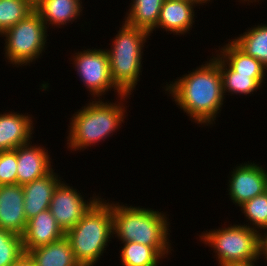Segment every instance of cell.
I'll return each mask as SVG.
<instances>
[{
    "label": "cell",
    "mask_w": 267,
    "mask_h": 266,
    "mask_svg": "<svg viewBox=\"0 0 267 266\" xmlns=\"http://www.w3.org/2000/svg\"><path fill=\"white\" fill-rule=\"evenodd\" d=\"M212 57L192 72L188 71L189 74L170 81V84L166 82V86L162 87L165 93L171 95L177 107L189 119L192 118L191 122L205 126L215 124L225 103L218 55L212 54Z\"/></svg>",
    "instance_id": "1"
},
{
    "label": "cell",
    "mask_w": 267,
    "mask_h": 266,
    "mask_svg": "<svg viewBox=\"0 0 267 266\" xmlns=\"http://www.w3.org/2000/svg\"><path fill=\"white\" fill-rule=\"evenodd\" d=\"M112 204L113 239L121 242H137L153 247L163 258L173 251L170 229L166 217L167 212L145 208L142 206H127V204L110 202ZM123 204V205H122Z\"/></svg>",
    "instance_id": "2"
},
{
    "label": "cell",
    "mask_w": 267,
    "mask_h": 266,
    "mask_svg": "<svg viewBox=\"0 0 267 266\" xmlns=\"http://www.w3.org/2000/svg\"><path fill=\"white\" fill-rule=\"evenodd\" d=\"M130 95L122 94L115 103L104 99H89L88 104L82 106L70 118L67 147L72 151H84L89 146L105 141L120 129L127 115L124 102ZM94 100V101H93ZM103 100V101H102ZM92 101V102H91ZM126 114V115H125ZM88 147V148H87Z\"/></svg>",
    "instance_id": "3"
},
{
    "label": "cell",
    "mask_w": 267,
    "mask_h": 266,
    "mask_svg": "<svg viewBox=\"0 0 267 266\" xmlns=\"http://www.w3.org/2000/svg\"><path fill=\"white\" fill-rule=\"evenodd\" d=\"M107 200L100 197L78 223L65 233L81 266L97 264L113 237L112 204Z\"/></svg>",
    "instance_id": "4"
},
{
    "label": "cell",
    "mask_w": 267,
    "mask_h": 266,
    "mask_svg": "<svg viewBox=\"0 0 267 266\" xmlns=\"http://www.w3.org/2000/svg\"><path fill=\"white\" fill-rule=\"evenodd\" d=\"M120 26L122 27L111 41V48L105 50L108 53L114 85L123 94L132 95L140 81L139 76L142 75L143 48L151 33L129 26L123 21Z\"/></svg>",
    "instance_id": "5"
},
{
    "label": "cell",
    "mask_w": 267,
    "mask_h": 266,
    "mask_svg": "<svg viewBox=\"0 0 267 266\" xmlns=\"http://www.w3.org/2000/svg\"><path fill=\"white\" fill-rule=\"evenodd\" d=\"M227 226L205 230L198 235L201 242L213 249L218 265L257 263L260 259L259 232L239 222Z\"/></svg>",
    "instance_id": "6"
},
{
    "label": "cell",
    "mask_w": 267,
    "mask_h": 266,
    "mask_svg": "<svg viewBox=\"0 0 267 266\" xmlns=\"http://www.w3.org/2000/svg\"><path fill=\"white\" fill-rule=\"evenodd\" d=\"M47 29L40 15L34 10L25 19L5 31L1 36L5 37L3 54L8 64L17 68L30 66V63L38 61L47 48L46 38L49 36Z\"/></svg>",
    "instance_id": "7"
},
{
    "label": "cell",
    "mask_w": 267,
    "mask_h": 266,
    "mask_svg": "<svg viewBox=\"0 0 267 266\" xmlns=\"http://www.w3.org/2000/svg\"><path fill=\"white\" fill-rule=\"evenodd\" d=\"M71 57L79 80L84 83L87 91L94 99H102L108 91H115L121 96L123 93L114 85L110 73V61L105 49H84L73 53ZM73 58V59H72ZM97 97V98H96Z\"/></svg>",
    "instance_id": "8"
},
{
    "label": "cell",
    "mask_w": 267,
    "mask_h": 266,
    "mask_svg": "<svg viewBox=\"0 0 267 266\" xmlns=\"http://www.w3.org/2000/svg\"><path fill=\"white\" fill-rule=\"evenodd\" d=\"M82 195L66 181H61L53 192L49 210L64 233L74 227L101 197L93 194L94 196L86 200Z\"/></svg>",
    "instance_id": "9"
},
{
    "label": "cell",
    "mask_w": 267,
    "mask_h": 266,
    "mask_svg": "<svg viewBox=\"0 0 267 266\" xmlns=\"http://www.w3.org/2000/svg\"><path fill=\"white\" fill-rule=\"evenodd\" d=\"M228 177V197L235 206L240 207L245 202L259 196L267 188V170L262 165L248 161L239 164Z\"/></svg>",
    "instance_id": "10"
},
{
    "label": "cell",
    "mask_w": 267,
    "mask_h": 266,
    "mask_svg": "<svg viewBox=\"0 0 267 266\" xmlns=\"http://www.w3.org/2000/svg\"><path fill=\"white\" fill-rule=\"evenodd\" d=\"M48 152L44 146L32 145V141L17 147V184L42 178L54 169Z\"/></svg>",
    "instance_id": "11"
},
{
    "label": "cell",
    "mask_w": 267,
    "mask_h": 266,
    "mask_svg": "<svg viewBox=\"0 0 267 266\" xmlns=\"http://www.w3.org/2000/svg\"><path fill=\"white\" fill-rule=\"evenodd\" d=\"M26 226L22 185H0V228L22 236Z\"/></svg>",
    "instance_id": "12"
},
{
    "label": "cell",
    "mask_w": 267,
    "mask_h": 266,
    "mask_svg": "<svg viewBox=\"0 0 267 266\" xmlns=\"http://www.w3.org/2000/svg\"><path fill=\"white\" fill-rule=\"evenodd\" d=\"M205 3H195L187 0H165L162 4L157 29H165L173 35H186L195 23V7ZM170 31V32H169Z\"/></svg>",
    "instance_id": "13"
},
{
    "label": "cell",
    "mask_w": 267,
    "mask_h": 266,
    "mask_svg": "<svg viewBox=\"0 0 267 266\" xmlns=\"http://www.w3.org/2000/svg\"><path fill=\"white\" fill-rule=\"evenodd\" d=\"M32 118L28 113L20 114L14 110L0 113V152L12 151L31 142L34 132Z\"/></svg>",
    "instance_id": "14"
},
{
    "label": "cell",
    "mask_w": 267,
    "mask_h": 266,
    "mask_svg": "<svg viewBox=\"0 0 267 266\" xmlns=\"http://www.w3.org/2000/svg\"><path fill=\"white\" fill-rule=\"evenodd\" d=\"M54 170L42 178L22 185L24 193V212L27 221L40 212L49 209L53 192L62 181Z\"/></svg>",
    "instance_id": "15"
},
{
    "label": "cell",
    "mask_w": 267,
    "mask_h": 266,
    "mask_svg": "<svg viewBox=\"0 0 267 266\" xmlns=\"http://www.w3.org/2000/svg\"><path fill=\"white\" fill-rule=\"evenodd\" d=\"M64 236L65 233L57 224L50 210L47 209L27 221L25 232L22 235L24 252L28 253L36 247L51 244Z\"/></svg>",
    "instance_id": "16"
},
{
    "label": "cell",
    "mask_w": 267,
    "mask_h": 266,
    "mask_svg": "<svg viewBox=\"0 0 267 266\" xmlns=\"http://www.w3.org/2000/svg\"><path fill=\"white\" fill-rule=\"evenodd\" d=\"M82 0H35L34 10L40 15L47 28L72 24L84 9Z\"/></svg>",
    "instance_id": "17"
},
{
    "label": "cell",
    "mask_w": 267,
    "mask_h": 266,
    "mask_svg": "<svg viewBox=\"0 0 267 266\" xmlns=\"http://www.w3.org/2000/svg\"><path fill=\"white\" fill-rule=\"evenodd\" d=\"M28 253L37 266H81L65 236L51 244L36 247Z\"/></svg>",
    "instance_id": "18"
},
{
    "label": "cell",
    "mask_w": 267,
    "mask_h": 266,
    "mask_svg": "<svg viewBox=\"0 0 267 266\" xmlns=\"http://www.w3.org/2000/svg\"><path fill=\"white\" fill-rule=\"evenodd\" d=\"M218 65L220 67L223 85V94L225 95H251L262 88L267 75H244L233 71L219 56ZM228 93V94H226Z\"/></svg>",
    "instance_id": "19"
},
{
    "label": "cell",
    "mask_w": 267,
    "mask_h": 266,
    "mask_svg": "<svg viewBox=\"0 0 267 266\" xmlns=\"http://www.w3.org/2000/svg\"><path fill=\"white\" fill-rule=\"evenodd\" d=\"M165 0H131L123 20L132 27L144 29L151 34L156 31L162 4Z\"/></svg>",
    "instance_id": "20"
},
{
    "label": "cell",
    "mask_w": 267,
    "mask_h": 266,
    "mask_svg": "<svg viewBox=\"0 0 267 266\" xmlns=\"http://www.w3.org/2000/svg\"><path fill=\"white\" fill-rule=\"evenodd\" d=\"M228 42L215 52L233 71L244 75H266V66L247 55L232 40Z\"/></svg>",
    "instance_id": "21"
},
{
    "label": "cell",
    "mask_w": 267,
    "mask_h": 266,
    "mask_svg": "<svg viewBox=\"0 0 267 266\" xmlns=\"http://www.w3.org/2000/svg\"><path fill=\"white\" fill-rule=\"evenodd\" d=\"M231 40L247 55L267 67V24L249 27L243 34Z\"/></svg>",
    "instance_id": "22"
},
{
    "label": "cell",
    "mask_w": 267,
    "mask_h": 266,
    "mask_svg": "<svg viewBox=\"0 0 267 266\" xmlns=\"http://www.w3.org/2000/svg\"><path fill=\"white\" fill-rule=\"evenodd\" d=\"M124 243V244H123ZM120 260L122 266H158L164 259L153 247L137 242H121Z\"/></svg>",
    "instance_id": "23"
},
{
    "label": "cell",
    "mask_w": 267,
    "mask_h": 266,
    "mask_svg": "<svg viewBox=\"0 0 267 266\" xmlns=\"http://www.w3.org/2000/svg\"><path fill=\"white\" fill-rule=\"evenodd\" d=\"M34 11V0H0V37Z\"/></svg>",
    "instance_id": "24"
},
{
    "label": "cell",
    "mask_w": 267,
    "mask_h": 266,
    "mask_svg": "<svg viewBox=\"0 0 267 266\" xmlns=\"http://www.w3.org/2000/svg\"><path fill=\"white\" fill-rule=\"evenodd\" d=\"M241 212L246 217L245 226L258 231L267 229V191L241 205Z\"/></svg>",
    "instance_id": "25"
},
{
    "label": "cell",
    "mask_w": 267,
    "mask_h": 266,
    "mask_svg": "<svg viewBox=\"0 0 267 266\" xmlns=\"http://www.w3.org/2000/svg\"><path fill=\"white\" fill-rule=\"evenodd\" d=\"M23 253L22 236L0 228V266L12 265Z\"/></svg>",
    "instance_id": "26"
},
{
    "label": "cell",
    "mask_w": 267,
    "mask_h": 266,
    "mask_svg": "<svg viewBox=\"0 0 267 266\" xmlns=\"http://www.w3.org/2000/svg\"><path fill=\"white\" fill-rule=\"evenodd\" d=\"M17 184V148L0 152V185Z\"/></svg>",
    "instance_id": "27"
},
{
    "label": "cell",
    "mask_w": 267,
    "mask_h": 266,
    "mask_svg": "<svg viewBox=\"0 0 267 266\" xmlns=\"http://www.w3.org/2000/svg\"><path fill=\"white\" fill-rule=\"evenodd\" d=\"M259 240H260L259 241V256H260V259L261 258L263 259V257H264V259L266 261L267 260V229H264L263 232L259 233Z\"/></svg>",
    "instance_id": "28"
},
{
    "label": "cell",
    "mask_w": 267,
    "mask_h": 266,
    "mask_svg": "<svg viewBox=\"0 0 267 266\" xmlns=\"http://www.w3.org/2000/svg\"><path fill=\"white\" fill-rule=\"evenodd\" d=\"M10 266H37L34 259L29 253L24 252L12 265Z\"/></svg>",
    "instance_id": "29"
},
{
    "label": "cell",
    "mask_w": 267,
    "mask_h": 266,
    "mask_svg": "<svg viewBox=\"0 0 267 266\" xmlns=\"http://www.w3.org/2000/svg\"><path fill=\"white\" fill-rule=\"evenodd\" d=\"M241 1H242V3H246L247 2L249 4V2L250 3H253V2H258L259 3L260 0H241Z\"/></svg>",
    "instance_id": "30"
},
{
    "label": "cell",
    "mask_w": 267,
    "mask_h": 266,
    "mask_svg": "<svg viewBox=\"0 0 267 266\" xmlns=\"http://www.w3.org/2000/svg\"><path fill=\"white\" fill-rule=\"evenodd\" d=\"M230 266H256L255 263H249V264H239V265H230Z\"/></svg>",
    "instance_id": "31"
},
{
    "label": "cell",
    "mask_w": 267,
    "mask_h": 266,
    "mask_svg": "<svg viewBox=\"0 0 267 266\" xmlns=\"http://www.w3.org/2000/svg\"><path fill=\"white\" fill-rule=\"evenodd\" d=\"M187 1H192L195 3H206L204 0H187Z\"/></svg>",
    "instance_id": "32"
},
{
    "label": "cell",
    "mask_w": 267,
    "mask_h": 266,
    "mask_svg": "<svg viewBox=\"0 0 267 266\" xmlns=\"http://www.w3.org/2000/svg\"><path fill=\"white\" fill-rule=\"evenodd\" d=\"M204 1L206 2V4L211 2V0H204ZM209 1H210V2H209Z\"/></svg>",
    "instance_id": "33"
}]
</instances>
